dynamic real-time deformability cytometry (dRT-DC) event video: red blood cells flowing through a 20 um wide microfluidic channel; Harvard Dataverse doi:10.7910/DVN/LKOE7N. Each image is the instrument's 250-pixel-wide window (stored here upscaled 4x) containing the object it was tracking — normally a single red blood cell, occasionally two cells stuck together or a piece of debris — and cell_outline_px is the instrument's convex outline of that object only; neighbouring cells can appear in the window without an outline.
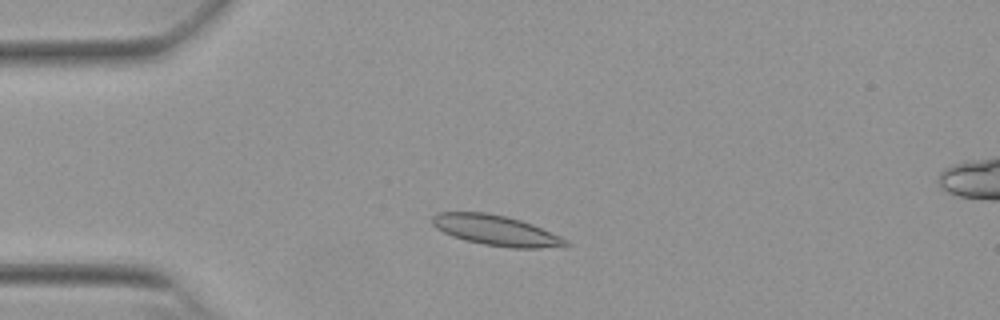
{"species": "Egyptian fruit bat (a non-hibernating species)", "species_latin": "Rousettus aegyptiacus", "temperature_condition": "warm", "stored_images_in_passage": 49, "camera_frame_rate_fps": 3000, "um_per_image_px": 0.085, "animal": {"sex": "female"}, "frame": {"image": 1, "passage_image": 9, "time_ms": 2.667, "image_size_px": [1000, 320], "cell_outline_px": [[572, 244], [540, 248], [512, 248], [484, 244], [464, 240], [452, 236], [436, 228], [432, 224], [432, 216], [436, 212], [484, 212], [508, 216], [532, 224], [560, 236], [568, 240]], "centroid_in_image_um": [42.13, 19.57], "position_along_channel_um": 42.9, "area_um2": 23.52}}
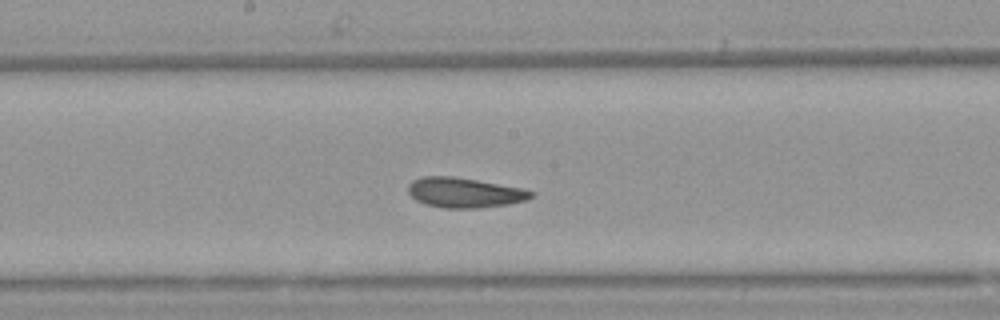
{"frame": {"image": 2, "passage_image": 24, "time_ms": 7.667, "image_size_px": [1000, 320], "cell_outline_px": [[536, 192], [528, 200], [508, 204], [480, 208], [444, 208], [424, 204], [416, 200], [408, 192], [408, 184], [412, 180], [420, 176], [452, 176], [524, 188]], "centroid_in_image_um": [39.48, 16.37], "position_along_channel_um": 208.7, "area_um2": 21.68}}
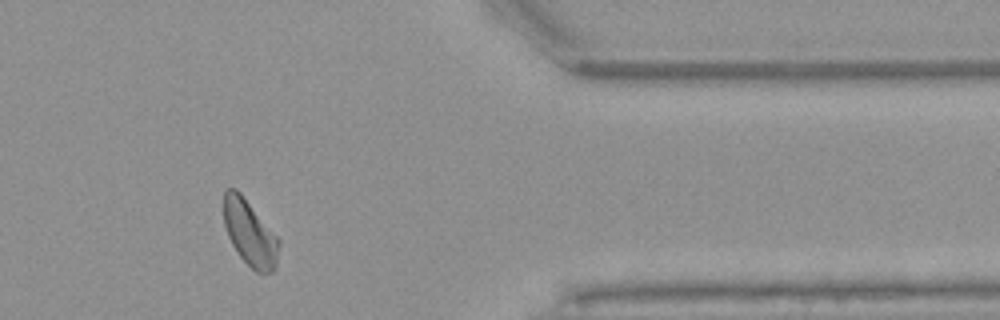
{"frame": {"image": 3, "passage_image": 40, "time_ms": 13.0, "image_size_px": [1000, 320], "cell_outline_px": [[280, 244], [276, 264], [272, 272], [256, 272], [240, 256], [232, 244], [228, 236], [224, 224], [224, 192], [228, 188], [236, 188], [240, 192], [280, 240]], "centroid_in_image_um": [21.23, 19.8], "position_along_channel_um": 390.2, "area_um2": 20.81}, "authors_computed_cell_mechanics": {"area_um2": 21.675, "velocity_mm_per_s": 3.8164, "shape_relaxation_time_tau1_ms": null, "shape_relaxation_time_tau2_ms": 2.5988, "deformation_change_tau1": null, "deformation_change_tau2": 0.0726}}